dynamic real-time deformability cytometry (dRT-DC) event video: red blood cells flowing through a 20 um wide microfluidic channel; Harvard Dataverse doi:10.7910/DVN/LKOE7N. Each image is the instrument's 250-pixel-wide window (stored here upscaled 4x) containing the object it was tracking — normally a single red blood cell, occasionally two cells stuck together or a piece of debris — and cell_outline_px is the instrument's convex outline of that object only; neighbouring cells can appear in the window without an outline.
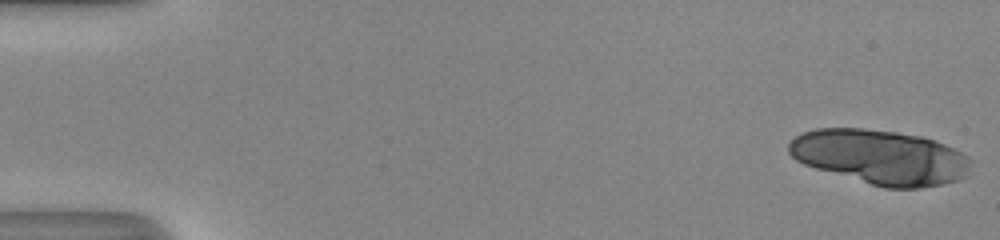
{"species": "human", "species_latin": "Homo sapiens", "temperature_condition": "room temperature", "stored_images_in_passage": 17, "camera_frame_rate_fps": 3000, "um_per_image_px": 0.085, "donor": {"sex": "male"}, "frame": {"image": 1, "passage_image": 1, "time_ms": 0.0, "image_size_px": [1000, 240], "cell_outline_px": [[972, 160], [968, 176], [956, 180], [940, 184], [920, 188], [884, 188], [816, 168], [804, 164], [796, 160], [788, 152], [788, 144], [796, 136], [804, 132], [816, 128], [864, 128], [896, 132], [924, 136], [944, 144], [968, 156]], "centroid_in_image_um": [74.84, 13.34], "position_along_channel_um": 10.2, "area_um2": 57.86}}